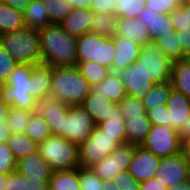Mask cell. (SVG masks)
<instances>
[{
	"instance_id": "cell-47",
	"label": "cell",
	"mask_w": 190,
	"mask_h": 190,
	"mask_svg": "<svg viewBox=\"0 0 190 190\" xmlns=\"http://www.w3.org/2000/svg\"><path fill=\"white\" fill-rule=\"evenodd\" d=\"M113 182L116 184L117 190H140V182L128 171L119 173L114 177Z\"/></svg>"
},
{
	"instance_id": "cell-55",
	"label": "cell",
	"mask_w": 190,
	"mask_h": 190,
	"mask_svg": "<svg viewBox=\"0 0 190 190\" xmlns=\"http://www.w3.org/2000/svg\"><path fill=\"white\" fill-rule=\"evenodd\" d=\"M74 8H90L92 0H66Z\"/></svg>"
},
{
	"instance_id": "cell-52",
	"label": "cell",
	"mask_w": 190,
	"mask_h": 190,
	"mask_svg": "<svg viewBox=\"0 0 190 190\" xmlns=\"http://www.w3.org/2000/svg\"><path fill=\"white\" fill-rule=\"evenodd\" d=\"M140 190H167L157 178H151L140 183Z\"/></svg>"
},
{
	"instance_id": "cell-58",
	"label": "cell",
	"mask_w": 190,
	"mask_h": 190,
	"mask_svg": "<svg viewBox=\"0 0 190 190\" xmlns=\"http://www.w3.org/2000/svg\"><path fill=\"white\" fill-rule=\"evenodd\" d=\"M167 190H190V182L188 180L181 182L173 187L167 188Z\"/></svg>"
},
{
	"instance_id": "cell-7",
	"label": "cell",
	"mask_w": 190,
	"mask_h": 190,
	"mask_svg": "<svg viewBox=\"0 0 190 190\" xmlns=\"http://www.w3.org/2000/svg\"><path fill=\"white\" fill-rule=\"evenodd\" d=\"M120 144L96 125L92 134L79 145L80 167L90 168L114 151Z\"/></svg>"
},
{
	"instance_id": "cell-22",
	"label": "cell",
	"mask_w": 190,
	"mask_h": 190,
	"mask_svg": "<svg viewBox=\"0 0 190 190\" xmlns=\"http://www.w3.org/2000/svg\"><path fill=\"white\" fill-rule=\"evenodd\" d=\"M90 90L96 95H103L116 104L120 103L121 100L128 95L122 79L117 72H110L102 82L91 85Z\"/></svg>"
},
{
	"instance_id": "cell-3",
	"label": "cell",
	"mask_w": 190,
	"mask_h": 190,
	"mask_svg": "<svg viewBox=\"0 0 190 190\" xmlns=\"http://www.w3.org/2000/svg\"><path fill=\"white\" fill-rule=\"evenodd\" d=\"M0 44L18 64L42 63L38 30L24 27L0 36Z\"/></svg>"
},
{
	"instance_id": "cell-4",
	"label": "cell",
	"mask_w": 190,
	"mask_h": 190,
	"mask_svg": "<svg viewBox=\"0 0 190 190\" xmlns=\"http://www.w3.org/2000/svg\"><path fill=\"white\" fill-rule=\"evenodd\" d=\"M32 64H18L4 85H0V97L9 106L31 111L35 98L31 95Z\"/></svg>"
},
{
	"instance_id": "cell-16",
	"label": "cell",
	"mask_w": 190,
	"mask_h": 190,
	"mask_svg": "<svg viewBox=\"0 0 190 190\" xmlns=\"http://www.w3.org/2000/svg\"><path fill=\"white\" fill-rule=\"evenodd\" d=\"M112 39L116 46V55L111 66V72L119 73L137 61L142 46L118 35L112 36Z\"/></svg>"
},
{
	"instance_id": "cell-49",
	"label": "cell",
	"mask_w": 190,
	"mask_h": 190,
	"mask_svg": "<svg viewBox=\"0 0 190 190\" xmlns=\"http://www.w3.org/2000/svg\"><path fill=\"white\" fill-rule=\"evenodd\" d=\"M90 9L94 13L115 14V4L113 0H92Z\"/></svg>"
},
{
	"instance_id": "cell-38",
	"label": "cell",
	"mask_w": 190,
	"mask_h": 190,
	"mask_svg": "<svg viewBox=\"0 0 190 190\" xmlns=\"http://www.w3.org/2000/svg\"><path fill=\"white\" fill-rule=\"evenodd\" d=\"M51 23L59 24L67 18L74 7L66 0H42Z\"/></svg>"
},
{
	"instance_id": "cell-63",
	"label": "cell",
	"mask_w": 190,
	"mask_h": 190,
	"mask_svg": "<svg viewBox=\"0 0 190 190\" xmlns=\"http://www.w3.org/2000/svg\"><path fill=\"white\" fill-rule=\"evenodd\" d=\"M189 182H190V162H189V168H188V179H187Z\"/></svg>"
},
{
	"instance_id": "cell-42",
	"label": "cell",
	"mask_w": 190,
	"mask_h": 190,
	"mask_svg": "<svg viewBox=\"0 0 190 190\" xmlns=\"http://www.w3.org/2000/svg\"><path fill=\"white\" fill-rule=\"evenodd\" d=\"M170 16L175 31L190 27V3L181 2L180 7L171 12Z\"/></svg>"
},
{
	"instance_id": "cell-57",
	"label": "cell",
	"mask_w": 190,
	"mask_h": 190,
	"mask_svg": "<svg viewBox=\"0 0 190 190\" xmlns=\"http://www.w3.org/2000/svg\"><path fill=\"white\" fill-rule=\"evenodd\" d=\"M180 136L182 139V142L184 143L187 139L190 138V116L186 121V124L183 128V130L180 132Z\"/></svg>"
},
{
	"instance_id": "cell-21",
	"label": "cell",
	"mask_w": 190,
	"mask_h": 190,
	"mask_svg": "<svg viewBox=\"0 0 190 190\" xmlns=\"http://www.w3.org/2000/svg\"><path fill=\"white\" fill-rule=\"evenodd\" d=\"M115 35L140 44L141 46L151 43L148 28L137 19L118 18L117 32Z\"/></svg>"
},
{
	"instance_id": "cell-53",
	"label": "cell",
	"mask_w": 190,
	"mask_h": 190,
	"mask_svg": "<svg viewBox=\"0 0 190 190\" xmlns=\"http://www.w3.org/2000/svg\"><path fill=\"white\" fill-rule=\"evenodd\" d=\"M10 6L11 8L19 11L21 13L24 12L25 8L29 5L32 0H0Z\"/></svg>"
},
{
	"instance_id": "cell-48",
	"label": "cell",
	"mask_w": 190,
	"mask_h": 190,
	"mask_svg": "<svg viewBox=\"0 0 190 190\" xmlns=\"http://www.w3.org/2000/svg\"><path fill=\"white\" fill-rule=\"evenodd\" d=\"M6 190H27V177L17 170L7 174Z\"/></svg>"
},
{
	"instance_id": "cell-5",
	"label": "cell",
	"mask_w": 190,
	"mask_h": 190,
	"mask_svg": "<svg viewBox=\"0 0 190 190\" xmlns=\"http://www.w3.org/2000/svg\"><path fill=\"white\" fill-rule=\"evenodd\" d=\"M40 156L53 171L73 170L79 164V146L58 135H51L38 144Z\"/></svg>"
},
{
	"instance_id": "cell-64",
	"label": "cell",
	"mask_w": 190,
	"mask_h": 190,
	"mask_svg": "<svg viewBox=\"0 0 190 190\" xmlns=\"http://www.w3.org/2000/svg\"><path fill=\"white\" fill-rule=\"evenodd\" d=\"M182 2H189L190 3V0H181Z\"/></svg>"
},
{
	"instance_id": "cell-15",
	"label": "cell",
	"mask_w": 190,
	"mask_h": 190,
	"mask_svg": "<svg viewBox=\"0 0 190 190\" xmlns=\"http://www.w3.org/2000/svg\"><path fill=\"white\" fill-rule=\"evenodd\" d=\"M122 82L128 95L142 99L149 91L154 83L150 81L143 73L140 62H135L119 72Z\"/></svg>"
},
{
	"instance_id": "cell-13",
	"label": "cell",
	"mask_w": 190,
	"mask_h": 190,
	"mask_svg": "<svg viewBox=\"0 0 190 190\" xmlns=\"http://www.w3.org/2000/svg\"><path fill=\"white\" fill-rule=\"evenodd\" d=\"M69 109L70 105L47 95L34 100L31 113L41 115L49 124L52 135L60 136L63 128V117L66 116Z\"/></svg>"
},
{
	"instance_id": "cell-44",
	"label": "cell",
	"mask_w": 190,
	"mask_h": 190,
	"mask_svg": "<svg viewBox=\"0 0 190 190\" xmlns=\"http://www.w3.org/2000/svg\"><path fill=\"white\" fill-rule=\"evenodd\" d=\"M17 160L7 143H0V173L8 174L16 171Z\"/></svg>"
},
{
	"instance_id": "cell-40",
	"label": "cell",
	"mask_w": 190,
	"mask_h": 190,
	"mask_svg": "<svg viewBox=\"0 0 190 190\" xmlns=\"http://www.w3.org/2000/svg\"><path fill=\"white\" fill-rule=\"evenodd\" d=\"M80 190H103L104 181L90 168L78 167Z\"/></svg>"
},
{
	"instance_id": "cell-17",
	"label": "cell",
	"mask_w": 190,
	"mask_h": 190,
	"mask_svg": "<svg viewBox=\"0 0 190 190\" xmlns=\"http://www.w3.org/2000/svg\"><path fill=\"white\" fill-rule=\"evenodd\" d=\"M137 20L148 28L151 42L156 38L175 32L170 14H155V12L146 7L138 15Z\"/></svg>"
},
{
	"instance_id": "cell-37",
	"label": "cell",
	"mask_w": 190,
	"mask_h": 190,
	"mask_svg": "<svg viewBox=\"0 0 190 190\" xmlns=\"http://www.w3.org/2000/svg\"><path fill=\"white\" fill-rule=\"evenodd\" d=\"M25 134L37 144H40L52 135L49 124L41 115L32 114Z\"/></svg>"
},
{
	"instance_id": "cell-12",
	"label": "cell",
	"mask_w": 190,
	"mask_h": 190,
	"mask_svg": "<svg viewBox=\"0 0 190 190\" xmlns=\"http://www.w3.org/2000/svg\"><path fill=\"white\" fill-rule=\"evenodd\" d=\"M189 162L190 159L184 150L176 155L161 158L155 178L167 188L187 181Z\"/></svg>"
},
{
	"instance_id": "cell-32",
	"label": "cell",
	"mask_w": 190,
	"mask_h": 190,
	"mask_svg": "<svg viewBox=\"0 0 190 190\" xmlns=\"http://www.w3.org/2000/svg\"><path fill=\"white\" fill-rule=\"evenodd\" d=\"M153 43L163 52V54L172 61L185 60L186 53L179 45L175 32L160 38H156Z\"/></svg>"
},
{
	"instance_id": "cell-19",
	"label": "cell",
	"mask_w": 190,
	"mask_h": 190,
	"mask_svg": "<svg viewBox=\"0 0 190 190\" xmlns=\"http://www.w3.org/2000/svg\"><path fill=\"white\" fill-rule=\"evenodd\" d=\"M166 107L170 112L172 128L181 132L190 116V99L175 89H172Z\"/></svg>"
},
{
	"instance_id": "cell-24",
	"label": "cell",
	"mask_w": 190,
	"mask_h": 190,
	"mask_svg": "<svg viewBox=\"0 0 190 190\" xmlns=\"http://www.w3.org/2000/svg\"><path fill=\"white\" fill-rule=\"evenodd\" d=\"M53 67L40 63L32 66L30 78L32 80L31 95L37 99L50 95Z\"/></svg>"
},
{
	"instance_id": "cell-60",
	"label": "cell",
	"mask_w": 190,
	"mask_h": 190,
	"mask_svg": "<svg viewBox=\"0 0 190 190\" xmlns=\"http://www.w3.org/2000/svg\"><path fill=\"white\" fill-rule=\"evenodd\" d=\"M7 174L0 173V190H6Z\"/></svg>"
},
{
	"instance_id": "cell-61",
	"label": "cell",
	"mask_w": 190,
	"mask_h": 190,
	"mask_svg": "<svg viewBox=\"0 0 190 190\" xmlns=\"http://www.w3.org/2000/svg\"><path fill=\"white\" fill-rule=\"evenodd\" d=\"M183 150L186 152L187 157L190 159V138L183 143Z\"/></svg>"
},
{
	"instance_id": "cell-29",
	"label": "cell",
	"mask_w": 190,
	"mask_h": 190,
	"mask_svg": "<svg viewBox=\"0 0 190 190\" xmlns=\"http://www.w3.org/2000/svg\"><path fill=\"white\" fill-rule=\"evenodd\" d=\"M24 27L23 14L0 1V36Z\"/></svg>"
},
{
	"instance_id": "cell-27",
	"label": "cell",
	"mask_w": 190,
	"mask_h": 190,
	"mask_svg": "<svg viewBox=\"0 0 190 190\" xmlns=\"http://www.w3.org/2000/svg\"><path fill=\"white\" fill-rule=\"evenodd\" d=\"M98 126L105 130V133L113 136L120 145L127 144L124 118L118 105L113 107L112 113L108 116V119L99 123Z\"/></svg>"
},
{
	"instance_id": "cell-10",
	"label": "cell",
	"mask_w": 190,
	"mask_h": 190,
	"mask_svg": "<svg viewBox=\"0 0 190 190\" xmlns=\"http://www.w3.org/2000/svg\"><path fill=\"white\" fill-rule=\"evenodd\" d=\"M95 127L93 118L82 105H70L69 111L63 117L60 136L79 146L92 134Z\"/></svg>"
},
{
	"instance_id": "cell-14",
	"label": "cell",
	"mask_w": 190,
	"mask_h": 190,
	"mask_svg": "<svg viewBox=\"0 0 190 190\" xmlns=\"http://www.w3.org/2000/svg\"><path fill=\"white\" fill-rule=\"evenodd\" d=\"M161 158L154 155L142 145H135V151L128 172L142 182L155 177Z\"/></svg>"
},
{
	"instance_id": "cell-20",
	"label": "cell",
	"mask_w": 190,
	"mask_h": 190,
	"mask_svg": "<svg viewBox=\"0 0 190 190\" xmlns=\"http://www.w3.org/2000/svg\"><path fill=\"white\" fill-rule=\"evenodd\" d=\"M93 16L94 12L90 8H74L59 24L68 35L78 38L91 32Z\"/></svg>"
},
{
	"instance_id": "cell-11",
	"label": "cell",
	"mask_w": 190,
	"mask_h": 190,
	"mask_svg": "<svg viewBox=\"0 0 190 190\" xmlns=\"http://www.w3.org/2000/svg\"><path fill=\"white\" fill-rule=\"evenodd\" d=\"M135 151V145H119L109 155L90 167L103 181H111L119 173L128 171Z\"/></svg>"
},
{
	"instance_id": "cell-26",
	"label": "cell",
	"mask_w": 190,
	"mask_h": 190,
	"mask_svg": "<svg viewBox=\"0 0 190 190\" xmlns=\"http://www.w3.org/2000/svg\"><path fill=\"white\" fill-rule=\"evenodd\" d=\"M22 14L25 27L40 30L51 24L42 0H32Z\"/></svg>"
},
{
	"instance_id": "cell-59",
	"label": "cell",
	"mask_w": 190,
	"mask_h": 190,
	"mask_svg": "<svg viewBox=\"0 0 190 190\" xmlns=\"http://www.w3.org/2000/svg\"><path fill=\"white\" fill-rule=\"evenodd\" d=\"M118 188L116 187V184L113 182V180L111 181H104L103 184V190H117Z\"/></svg>"
},
{
	"instance_id": "cell-30",
	"label": "cell",
	"mask_w": 190,
	"mask_h": 190,
	"mask_svg": "<svg viewBox=\"0 0 190 190\" xmlns=\"http://www.w3.org/2000/svg\"><path fill=\"white\" fill-rule=\"evenodd\" d=\"M49 190H80L78 168L53 171L49 180Z\"/></svg>"
},
{
	"instance_id": "cell-45",
	"label": "cell",
	"mask_w": 190,
	"mask_h": 190,
	"mask_svg": "<svg viewBox=\"0 0 190 190\" xmlns=\"http://www.w3.org/2000/svg\"><path fill=\"white\" fill-rule=\"evenodd\" d=\"M146 114L152 125L172 127V121H170V112L167 110L166 105H160L157 108H151L146 111Z\"/></svg>"
},
{
	"instance_id": "cell-23",
	"label": "cell",
	"mask_w": 190,
	"mask_h": 190,
	"mask_svg": "<svg viewBox=\"0 0 190 190\" xmlns=\"http://www.w3.org/2000/svg\"><path fill=\"white\" fill-rule=\"evenodd\" d=\"M152 123L147 114L143 116H127L124 118V128L127 143L132 145H142L150 132Z\"/></svg>"
},
{
	"instance_id": "cell-18",
	"label": "cell",
	"mask_w": 190,
	"mask_h": 190,
	"mask_svg": "<svg viewBox=\"0 0 190 190\" xmlns=\"http://www.w3.org/2000/svg\"><path fill=\"white\" fill-rule=\"evenodd\" d=\"M16 170L31 179H50L53 173L52 168L40 156L38 150L17 160Z\"/></svg>"
},
{
	"instance_id": "cell-34",
	"label": "cell",
	"mask_w": 190,
	"mask_h": 190,
	"mask_svg": "<svg viewBox=\"0 0 190 190\" xmlns=\"http://www.w3.org/2000/svg\"><path fill=\"white\" fill-rule=\"evenodd\" d=\"M118 17L115 14L94 13L91 33L112 37L117 32Z\"/></svg>"
},
{
	"instance_id": "cell-56",
	"label": "cell",
	"mask_w": 190,
	"mask_h": 190,
	"mask_svg": "<svg viewBox=\"0 0 190 190\" xmlns=\"http://www.w3.org/2000/svg\"><path fill=\"white\" fill-rule=\"evenodd\" d=\"M9 105H7L0 97V125H3V121L7 119Z\"/></svg>"
},
{
	"instance_id": "cell-8",
	"label": "cell",
	"mask_w": 190,
	"mask_h": 190,
	"mask_svg": "<svg viewBox=\"0 0 190 190\" xmlns=\"http://www.w3.org/2000/svg\"><path fill=\"white\" fill-rule=\"evenodd\" d=\"M136 62L147 78L154 84L171 81L173 61L153 43L142 45Z\"/></svg>"
},
{
	"instance_id": "cell-50",
	"label": "cell",
	"mask_w": 190,
	"mask_h": 190,
	"mask_svg": "<svg viewBox=\"0 0 190 190\" xmlns=\"http://www.w3.org/2000/svg\"><path fill=\"white\" fill-rule=\"evenodd\" d=\"M175 34L184 52L186 54L190 53V27L188 26L187 28L177 30Z\"/></svg>"
},
{
	"instance_id": "cell-2",
	"label": "cell",
	"mask_w": 190,
	"mask_h": 190,
	"mask_svg": "<svg viewBox=\"0 0 190 190\" xmlns=\"http://www.w3.org/2000/svg\"><path fill=\"white\" fill-rule=\"evenodd\" d=\"M91 85L76 66L54 67L50 95L68 105H81Z\"/></svg>"
},
{
	"instance_id": "cell-33",
	"label": "cell",
	"mask_w": 190,
	"mask_h": 190,
	"mask_svg": "<svg viewBox=\"0 0 190 190\" xmlns=\"http://www.w3.org/2000/svg\"><path fill=\"white\" fill-rule=\"evenodd\" d=\"M7 145L12 151L16 160L37 151L38 144L31 140L26 134H10Z\"/></svg>"
},
{
	"instance_id": "cell-41",
	"label": "cell",
	"mask_w": 190,
	"mask_h": 190,
	"mask_svg": "<svg viewBox=\"0 0 190 190\" xmlns=\"http://www.w3.org/2000/svg\"><path fill=\"white\" fill-rule=\"evenodd\" d=\"M117 105L122 112L123 118L146 115V109L141 100L131 95L125 96Z\"/></svg>"
},
{
	"instance_id": "cell-54",
	"label": "cell",
	"mask_w": 190,
	"mask_h": 190,
	"mask_svg": "<svg viewBox=\"0 0 190 190\" xmlns=\"http://www.w3.org/2000/svg\"><path fill=\"white\" fill-rule=\"evenodd\" d=\"M10 134L11 133H10L9 128L7 126V121L4 120L3 125H0V143H6Z\"/></svg>"
},
{
	"instance_id": "cell-9",
	"label": "cell",
	"mask_w": 190,
	"mask_h": 190,
	"mask_svg": "<svg viewBox=\"0 0 190 190\" xmlns=\"http://www.w3.org/2000/svg\"><path fill=\"white\" fill-rule=\"evenodd\" d=\"M142 146L160 158L176 155L183 150L180 132L168 126L152 125Z\"/></svg>"
},
{
	"instance_id": "cell-62",
	"label": "cell",
	"mask_w": 190,
	"mask_h": 190,
	"mask_svg": "<svg viewBox=\"0 0 190 190\" xmlns=\"http://www.w3.org/2000/svg\"><path fill=\"white\" fill-rule=\"evenodd\" d=\"M185 60L190 64V53H188V54L186 55Z\"/></svg>"
},
{
	"instance_id": "cell-36",
	"label": "cell",
	"mask_w": 190,
	"mask_h": 190,
	"mask_svg": "<svg viewBox=\"0 0 190 190\" xmlns=\"http://www.w3.org/2000/svg\"><path fill=\"white\" fill-rule=\"evenodd\" d=\"M84 79L90 85H96L102 82L111 72L106 66L100 65L94 61L77 63L76 66Z\"/></svg>"
},
{
	"instance_id": "cell-31",
	"label": "cell",
	"mask_w": 190,
	"mask_h": 190,
	"mask_svg": "<svg viewBox=\"0 0 190 190\" xmlns=\"http://www.w3.org/2000/svg\"><path fill=\"white\" fill-rule=\"evenodd\" d=\"M172 89L171 81L154 84L141 99L146 111L151 108H157L160 105H166Z\"/></svg>"
},
{
	"instance_id": "cell-25",
	"label": "cell",
	"mask_w": 190,
	"mask_h": 190,
	"mask_svg": "<svg viewBox=\"0 0 190 190\" xmlns=\"http://www.w3.org/2000/svg\"><path fill=\"white\" fill-rule=\"evenodd\" d=\"M81 105L91 115L95 124L98 125L105 119H108L113 107L117 104L108 100L103 95H96L90 91Z\"/></svg>"
},
{
	"instance_id": "cell-35",
	"label": "cell",
	"mask_w": 190,
	"mask_h": 190,
	"mask_svg": "<svg viewBox=\"0 0 190 190\" xmlns=\"http://www.w3.org/2000/svg\"><path fill=\"white\" fill-rule=\"evenodd\" d=\"M31 115L29 110L9 106L6 121L10 133L25 134Z\"/></svg>"
},
{
	"instance_id": "cell-28",
	"label": "cell",
	"mask_w": 190,
	"mask_h": 190,
	"mask_svg": "<svg viewBox=\"0 0 190 190\" xmlns=\"http://www.w3.org/2000/svg\"><path fill=\"white\" fill-rule=\"evenodd\" d=\"M171 84L190 99V64L186 60L173 61Z\"/></svg>"
},
{
	"instance_id": "cell-39",
	"label": "cell",
	"mask_w": 190,
	"mask_h": 190,
	"mask_svg": "<svg viewBox=\"0 0 190 190\" xmlns=\"http://www.w3.org/2000/svg\"><path fill=\"white\" fill-rule=\"evenodd\" d=\"M115 15L118 18L137 19L138 15L146 8V0H113Z\"/></svg>"
},
{
	"instance_id": "cell-51",
	"label": "cell",
	"mask_w": 190,
	"mask_h": 190,
	"mask_svg": "<svg viewBox=\"0 0 190 190\" xmlns=\"http://www.w3.org/2000/svg\"><path fill=\"white\" fill-rule=\"evenodd\" d=\"M50 179H31L27 177V190H49Z\"/></svg>"
},
{
	"instance_id": "cell-43",
	"label": "cell",
	"mask_w": 190,
	"mask_h": 190,
	"mask_svg": "<svg viewBox=\"0 0 190 190\" xmlns=\"http://www.w3.org/2000/svg\"><path fill=\"white\" fill-rule=\"evenodd\" d=\"M17 65L15 59L0 44V85L6 84L9 75Z\"/></svg>"
},
{
	"instance_id": "cell-1",
	"label": "cell",
	"mask_w": 190,
	"mask_h": 190,
	"mask_svg": "<svg viewBox=\"0 0 190 190\" xmlns=\"http://www.w3.org/2000/svg\"><path fill=\"white\" fill-rule=\"evenodd\" d=\"M42 63L54 67L77 66V38L60 24L51 23L38 30Z\"/></svg>"
},
{
	"instance_id": "cell-46",
	"label": "cell",
	"mask_w": 190,
	"mask_h": 190,
	"mask_svg": "<svg viewBox=\"0 0 190 190\" xmlns=\"http://www.w3.org/2000/svg\"><path fill=\"white\" fill-rule=\"evenodd\" d=\"M181 0H146V7L155 14H170L180 7Z\"/></svg>"
},
{
	"instance_id": "cell-6",
	"label": "cell",
	"mask_w": 190,
	"mask_h": 190,
	"mask_svg": "<svg viewBox=\"0 0 190 190\" xmlns=\"http://www.w3.org/2000/svg\"><path fill=\"white\" fill-rule=\"evenodd\" d=\"M116 55L112 37L85 33L77 38V63L94 61L111 70Z\"/></svg>"
}]
</instances>
